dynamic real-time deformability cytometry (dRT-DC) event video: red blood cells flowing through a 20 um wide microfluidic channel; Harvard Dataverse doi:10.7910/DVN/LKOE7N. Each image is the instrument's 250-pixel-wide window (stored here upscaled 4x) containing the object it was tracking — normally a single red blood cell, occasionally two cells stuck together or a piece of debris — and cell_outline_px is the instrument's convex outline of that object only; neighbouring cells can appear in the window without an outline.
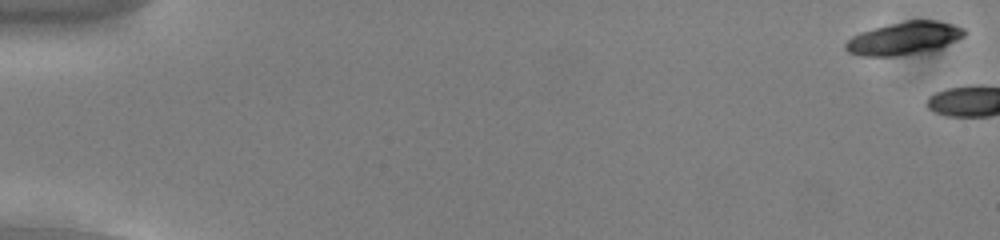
{"species": "common noctule bat (a hibernating species)", "species_latin": "Nyctalus noctula", "temperature_condition": "cold", "stored_images_in_passage": 4, "camera_frame_rate_fps": 3000, "um_per_image_px": 0.085, "animal": {"sex": "male", "body_mass_g": 13.0, "forearm_length_mm": 53.1}, "frame": {"image": 1, "passage_image": 1, "time_ms": 0.0, "image_size_px": [1000, 240], "cell_outline_px": [[964, 36], [940, 48], [896, 56], [860, 56], [848, 52], [844, 48], [844, 44], [852, 36], [860, 32], [872, 28], [904, 20], [936, 20], [952, 24], [964, 28]], "centroid_in_image_um": [76.8, 3.25], "position_along_channel_um": 8.2, "area_um2": 22.66}}